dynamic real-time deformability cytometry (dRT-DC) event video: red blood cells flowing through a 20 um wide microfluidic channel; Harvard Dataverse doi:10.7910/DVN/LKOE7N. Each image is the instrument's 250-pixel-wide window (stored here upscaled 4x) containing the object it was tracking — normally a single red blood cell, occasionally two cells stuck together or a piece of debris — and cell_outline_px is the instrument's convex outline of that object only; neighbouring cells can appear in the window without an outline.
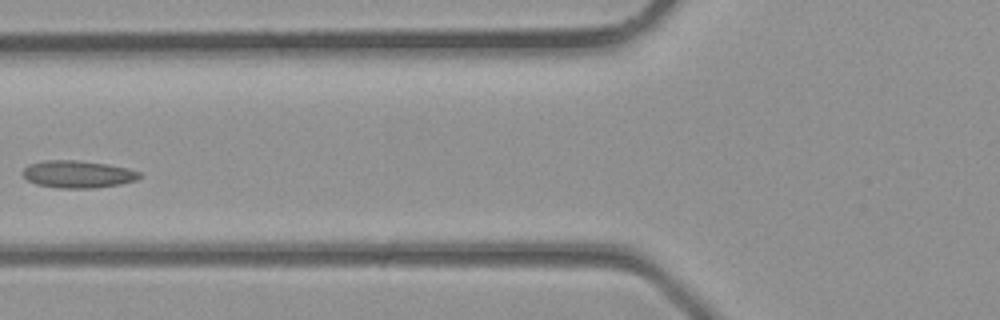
{"species": "common noctule bat (a hibernating species)", "species_latin": "Nyctalus noctula", "temperature_condition": "room temperature", "stored_images_in_passage": 3, "camera_frame_rate_fps": 3000, "um_per_image_px": 0.085, "animal": {"sex": "male", "body_mass_g": 23.1, "forearm_length_mm": 52.7}, "frame": {"image": 1, "passage_image": 3, "time_ms": 0.667, "image_size_px": [1000, 320], "cell_outline_px": [[140, 176], [136, 180], [120, 184], [92, 188], [56, 188], [36, 184], [28, 180], [20, 172], [28, 164], [44, 160], [76, 160], [108, 164], [128, 168], [140, 172]], "centroid_in_image_um": [6.58, 14.8], "position_along_channel_um": 119.2, "area_um2": 18.67}}